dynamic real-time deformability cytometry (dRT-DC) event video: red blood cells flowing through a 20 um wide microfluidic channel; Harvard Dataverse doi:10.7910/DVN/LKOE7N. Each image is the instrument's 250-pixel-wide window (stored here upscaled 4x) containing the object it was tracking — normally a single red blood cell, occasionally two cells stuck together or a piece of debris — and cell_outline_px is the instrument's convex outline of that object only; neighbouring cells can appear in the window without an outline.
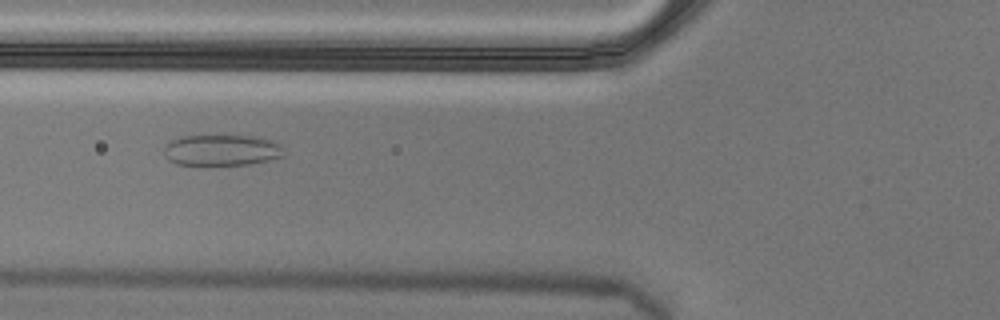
{"species": "Egyptian fruit bat (a non-hibernating species)", "species_latin": "Rousettus aegyptiacus", "temperature_condition": "cold", "stored_images_in_passage": 6, "camera_frame_rate_fps": 3000, "um_per_image_px": 0.085, "animal": {"sex": "male"}, "frame": {"image": 1, "passage_image": 6, "time_ms": 1.667, "image_size_px": [1000, 320], "cell_outline_px": [[284, 156], [268, 160], [248, 164], [176, 164], [168, 160], [164, 156], [164, 148], [172, 140], [184, 136], [256, 136], [272, 140], [280, 144], [284, 148]], "centroid_in_image_um": [18.88, 12.76], "position_along_channel_um": 106.9, "area_um2": 21.5}}